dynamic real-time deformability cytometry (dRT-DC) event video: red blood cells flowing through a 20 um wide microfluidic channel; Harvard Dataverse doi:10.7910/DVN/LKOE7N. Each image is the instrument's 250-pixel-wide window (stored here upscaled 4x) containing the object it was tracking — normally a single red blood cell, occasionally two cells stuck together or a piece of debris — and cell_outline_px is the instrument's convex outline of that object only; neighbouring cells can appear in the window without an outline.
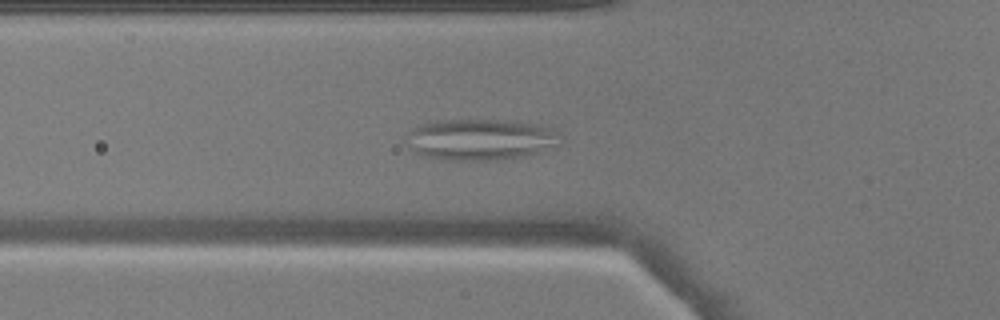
{"species": "common noctule bat (a hibernating species)", "species_latin": "Nyctalus noctula", "temperature_condition": "warm", "stored_images_in_passage": 41, "segment_of_instrument_passage": [1, 2], "camera_frame_rate_fps": 3000, "um_per_image_px": 0.085, "animal": {"sex": "male", "body_mass_g": 17.9}, "frame": {"image": 1, "passage_image": 7, "time_ms": 2.0, "image_size_px": [1000, 320], "cell_outline_px": [[560, 144], [540, 152], [528, 156], [508, 160], [444, 160], [428, 156], [416, 152], [404, 140], [404, 136], [412, 128], [436, 120], [520, 120], [544, 128], [560, 136]], "centroid_in_image_um": [40.81, 11.87], "position_along_channel_um": 85.0, "area_um2": 37.11}}
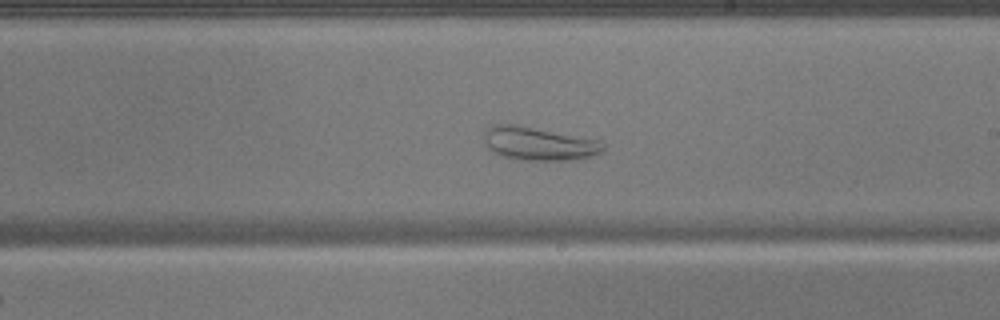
{"frame": {"image": 2, "passage_image": 19, "time_ms": 6.0, "image_size_px": [1000, 320], "cell_outline_px": [[604, 148], [600, 152], [592, 156], [568, 160], [520, 160], [504, 156], [492, 152], [484, 144], [484, 132], [492, 124], [516, 124], [600, 140], [604, 144]], "centroid_in_image_um": [45.76, 12.2], "position_along_channel_um": 243.2, "area_um2": 23.18}}
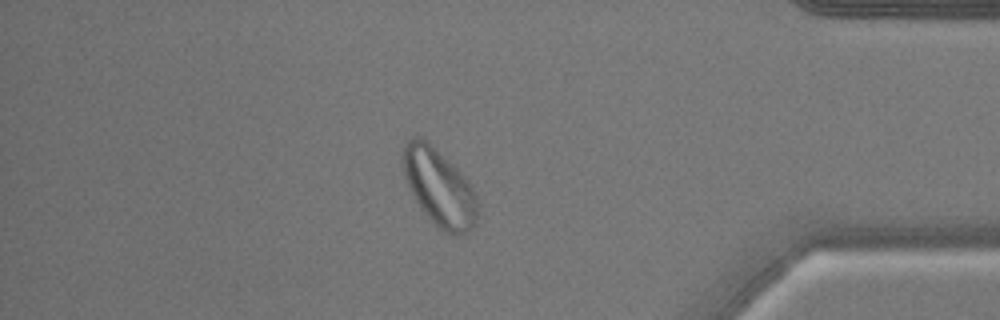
{"frame": {"image": 3, "passage_image": 33, "time_ms": 10.667, "image_size_px": [1000, 320], "cell_outline_px": [[476, 220], [472, 228], [464, 236], [452, 236], [436, 228], [420, 208], [404, 176], [400, 160], [400, 156], [408, 140], [412, 136], [420, 136], [456, 168], [468, 180], [476, 196]], "centroid_in_image_um": [37.3, 15.99], "position_along_channel_um": 397.9, "area_um2": 33.52}}